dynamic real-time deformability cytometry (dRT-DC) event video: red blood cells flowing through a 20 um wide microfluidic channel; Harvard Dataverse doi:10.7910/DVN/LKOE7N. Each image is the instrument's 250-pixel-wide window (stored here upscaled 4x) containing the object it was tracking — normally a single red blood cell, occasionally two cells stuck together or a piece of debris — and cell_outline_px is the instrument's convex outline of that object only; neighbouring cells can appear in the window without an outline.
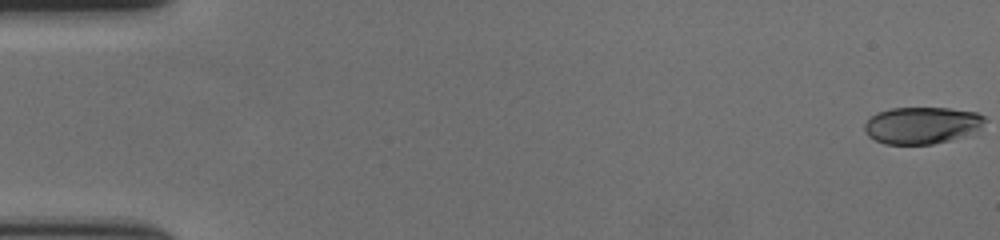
{"species": "human", "species_latin": "Homo sapiens", "temperature_condition": "cold", "stored_images_in_passage": 60, "camera_frame_rate_fps": 3000, "um_per_image_px": 0.085, "donor": {"sex": "female"}, "frame": {"image": 1, "passage_image": 1, "time_ms": 0.0, "image_size_px": [1000, 240], "cell_outline_px": [[984, 120], [980, 128], [960, 136], [948, 140], [932, 144], [884, 144], [868, 136], [864, 128], [864, 124], [872, 116], [880, 112], [892, 108], [948, 108], [976, 112], [984, 116]], "centroid_in_image_um": [78.32, 10.64], "position_along_channel_um": 6.7, "area_um2": 25.37}}
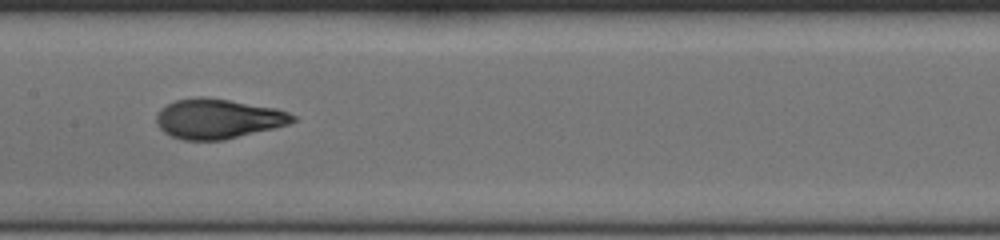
{"frame": {"image": 2, "passage_image": 31, "time_ms": 10.0, "image_size_px": [1000, 240], "cell_outline_px": [[296, 120], [288, 124], [224, 140], [184, 140], [172, 136], [164, 132], [160, 128], [156, 120], [156, 116], [160, 108], [176, 100], [196, 96], [204, 96], [276, 108], [288, 112], [296, 116]], "centroid_in_image_um": [18.51, 10.08], "position_along_channel_um": 188.9, "area_um2": 31.44}}
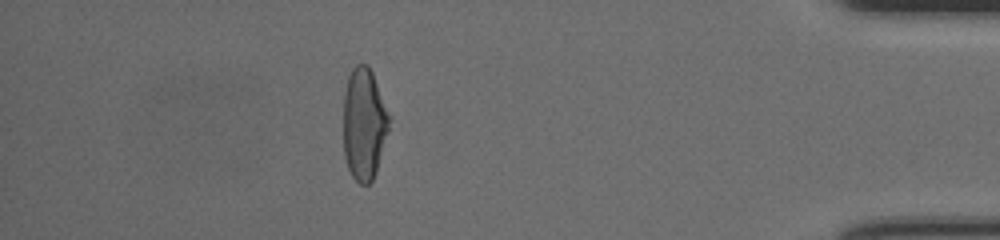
{"frame": {"image": 3, "passage_image": 53, "time_ms": 17.333, "image_size_px": [1000, 240], "cell_outline_px": [[392, 116], [376, 172], [372, 180], [368, 184], [360, 184], [352, 176], [348, 168], [344, 156], [344, 92], [348, 76], [352, 68], [356, 64], [368, 64], [372, 72]], "centroid_in_image_um": [30.96, 10.5], "position_along_channel_um": 404.2, "area_um2": 30.17}, "authors_computed_cell_mechanics": {"area_um2": 30.7496, "velocity_mm_per_s": 3.561, "shape_relaxation_time_tau1_ms": 4.1756, "shape_relaxation_time_tau2_ms": 1.0218, "deformation_change_tau1": 0.1846, "deformation_change_tau2": 0.0542}}